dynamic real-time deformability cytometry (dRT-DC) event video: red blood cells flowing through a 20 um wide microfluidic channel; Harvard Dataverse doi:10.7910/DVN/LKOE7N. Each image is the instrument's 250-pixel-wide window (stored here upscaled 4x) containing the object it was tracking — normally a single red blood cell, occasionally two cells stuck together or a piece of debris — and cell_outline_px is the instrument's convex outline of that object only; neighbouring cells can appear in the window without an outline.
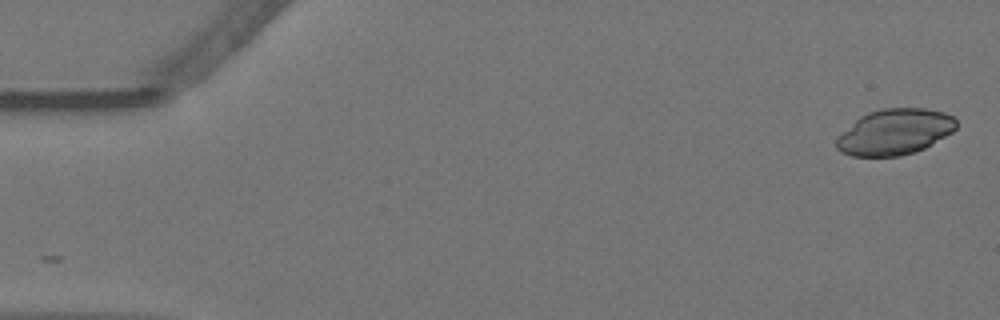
{"species": "Egyptian fruit bat (a non-hibernating species)", "species_latin": "Rousettus aegyptiacus", "temperature_condition": "warm", "stored_images_in_passage": 15, "camera_frame_rate_fps": 3000, "um_per_image_px": 0.085, "animal": {"sex": "female"}, "frame": {"image": 1, "passage_image": 1, "time_ms": 0.0, "image_size_px": [1000, 320], "cell_outline_px": [[956, 128], [952, 132], [924, 148], [916, 152], [900, 156], [852, 156], [840, 152], [836, 148], [836, 136], [860, 116], [868, 112], [884, 108], [924, 108], [944, 112], [952, 116], [956, 120]], "centroid_in_image_um": [76.02, 11.21], "position_along_channel_um": 9.0, "area_um2": 32.08}}